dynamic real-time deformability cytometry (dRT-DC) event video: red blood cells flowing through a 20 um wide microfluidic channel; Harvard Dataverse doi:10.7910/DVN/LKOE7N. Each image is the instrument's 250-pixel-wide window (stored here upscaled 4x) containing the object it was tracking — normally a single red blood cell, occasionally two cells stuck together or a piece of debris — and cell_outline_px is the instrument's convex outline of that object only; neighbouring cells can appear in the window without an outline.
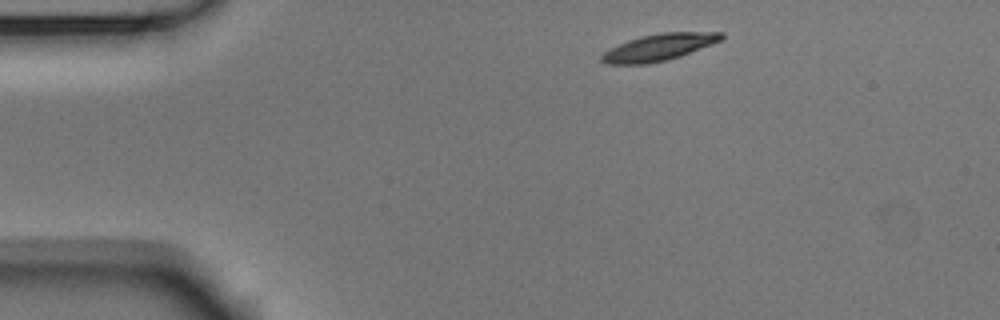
{"species": "Egyptian fruit bat (a non-hibernating species)", "species_latin": "Rousettus aegyptiacus", "temperature_condition": "room temperature", "stored_images_in_passage": 4, "camera_frame_rate_fps": 3000, "um_per_image_px": 0.085, "animal": {"sex": "male"}, "frame": {"image": 1, "passage_image": 1, "time_ms": 0.0, "image_size_px": [1000, 320], "cell_outline_px": [[724, 36], [720, 40], [712, 44], [680, 56], [668, 60], [648, 64], [608, 64], [600, 60], [600, 56], [604, 52], [628, 40], [640, 36], [660, 32], [724, 32]], "centroid_in_image_um": [56.01, 4.02], "position_along_channel_um": 29.0, "area_um2": 18.61}}
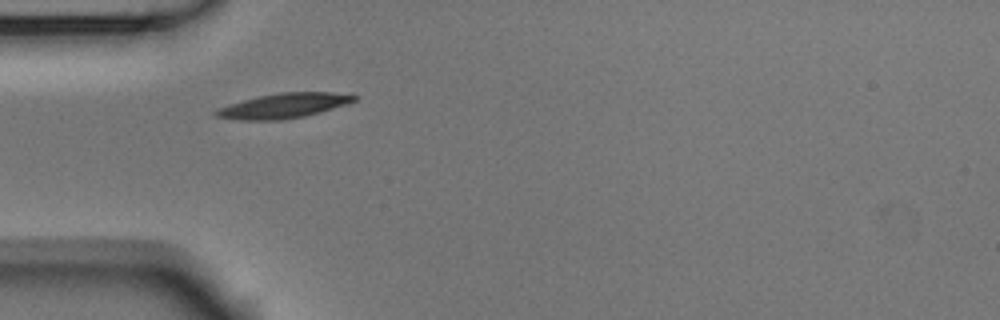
{"frame": {"image": 2, "passage_image": 3, "time_ms": 0.667, "image_size_px": [1000, 320], "cell_outline_px": [[360, 96], [356, 100], [320, 112], [304, 116], [280, 120], [240, 120], [216, 116], [212, 112], [216, 108], [228, 104], [260, 96], [280, 92], [332, 92]], "centroid_in_image_um": [24.07, 8.98], "position_along_channel_um": 60.9, "area_um2": 19.83}}
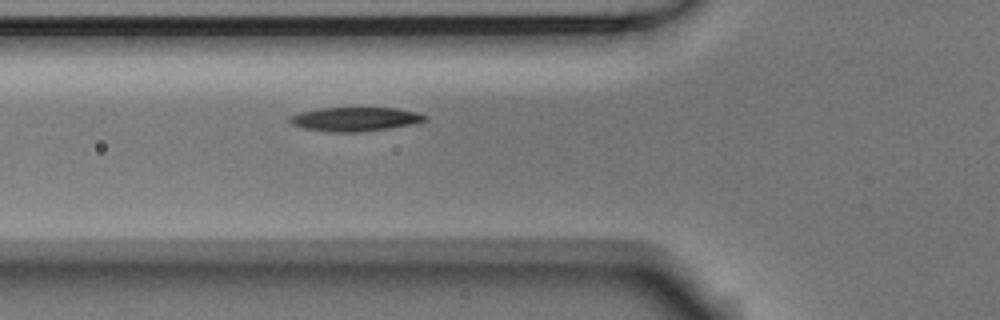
{"frame": {"image": 3, "passage_image": 4, "time_ms": 1.0, "image_size_px": [1000, 320], "cell_outline_px": [[428, 120], [412, 124], [388, 128], [360, 132], [328, 132], [304, 128], [292, 124], [288, 120], [288, 116], [300, 112], [320, 108], [396, 108], [416, 112], [428, 116]], "centroid_in_image_um": [30.17, 10.13], "position_along_channel_um": 95.6, "area_um2": 18.9}}